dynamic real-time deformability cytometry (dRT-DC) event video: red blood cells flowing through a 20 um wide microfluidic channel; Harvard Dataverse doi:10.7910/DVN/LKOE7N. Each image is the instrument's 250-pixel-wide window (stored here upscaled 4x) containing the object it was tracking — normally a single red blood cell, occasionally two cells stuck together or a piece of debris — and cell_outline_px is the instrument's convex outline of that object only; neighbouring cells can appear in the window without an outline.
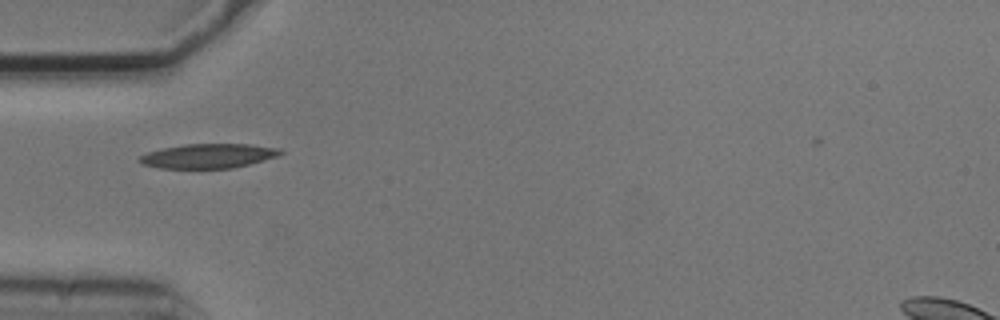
{"species": "common noctule bat (a hibernating species)", "species_latin": "Nyctalus noctula", "temperature_condition": "cold", "stored_images_in_passage": 3, "camera_frame_rate_fps": 3000, "um_per_image_px": 0.085, "animal": {"sex": "male", "body_mass_g": 20.5, "forearm_length_mm": 52.5}, "frame": {"image": 1, "passage_image": 2, "time_ms": 0.333, "image_size_px": [1000, 320], "cell_outline_px": [[284, 152], [280, 156], [232, 168], [160, 168], [144, 164], [136, 160], [140, 156], [148, 152], [164, 148], [184, 144], [248, 144], [280, 148]], "centroid_in_image_um": [17.74, 13.25], "position_along_channel_um": 67.3, "area_um2": 20.0}}
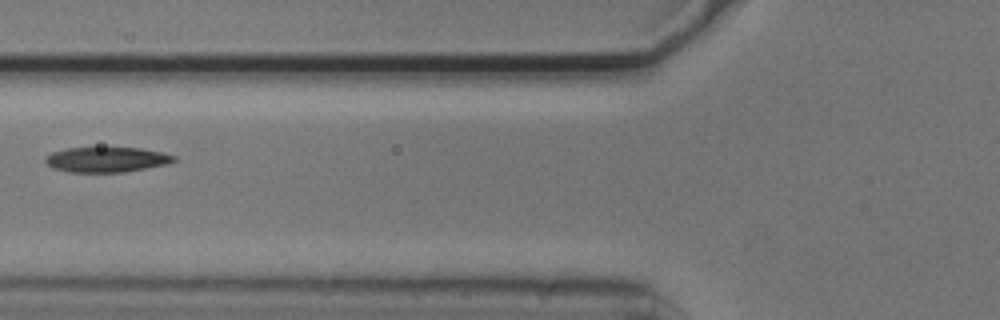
{"frame": {"image": 2, "passage_image": 3, "time_ms": 0.667, "image_size_px": [1000, 320], "cell_outline_px": [[176, 160], [168, 164], [124, 172], [68, 172], [52, 168], [44, 160], [52, 152], [68, 148], [140, 148], [164, 152], [176, 156]], "centroid_in_image_um": [9.1, 13.57], "position_along_channel_um": 116.7, "area_um2": 18.79}}